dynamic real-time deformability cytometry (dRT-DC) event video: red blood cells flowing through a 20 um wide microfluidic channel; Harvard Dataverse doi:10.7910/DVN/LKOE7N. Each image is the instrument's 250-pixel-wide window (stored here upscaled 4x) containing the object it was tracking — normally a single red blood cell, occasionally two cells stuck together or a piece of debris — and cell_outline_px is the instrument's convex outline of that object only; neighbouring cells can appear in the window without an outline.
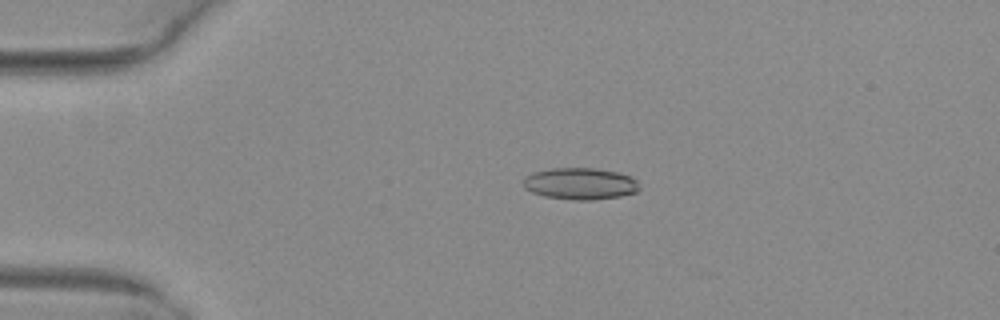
{"species": "common noctule bat (a hibernating species)", "species_latin": "Nyctalus noctula", "temperature_condition": "warm", "stored_images_in_passage": 18, "camera_frame_rate_fps": 3000, "um_per_image_px": 0.085, "animal": {"sex": "female", "body_mass_g": 29.2, "forearm_length_mm": 56.3}, "frame": {"image": 1, "passage_image": 12, "time_ms": 3.667, "image_size_px": [1000, 320], "cell_outline_px": [[640, 188], [636, 192], [620, 196], [592, 200], [572, 200], [544, 196], [532, 192], [524, 188], [524, 180], [532, 172], [552, 168], [596, 168], [616, 172], [632, 176], [636, 180]], "centroid_in_image_um": [49.33, 15.61], "position_along_channel_um": 35.7, "area_um2": 21.44}}